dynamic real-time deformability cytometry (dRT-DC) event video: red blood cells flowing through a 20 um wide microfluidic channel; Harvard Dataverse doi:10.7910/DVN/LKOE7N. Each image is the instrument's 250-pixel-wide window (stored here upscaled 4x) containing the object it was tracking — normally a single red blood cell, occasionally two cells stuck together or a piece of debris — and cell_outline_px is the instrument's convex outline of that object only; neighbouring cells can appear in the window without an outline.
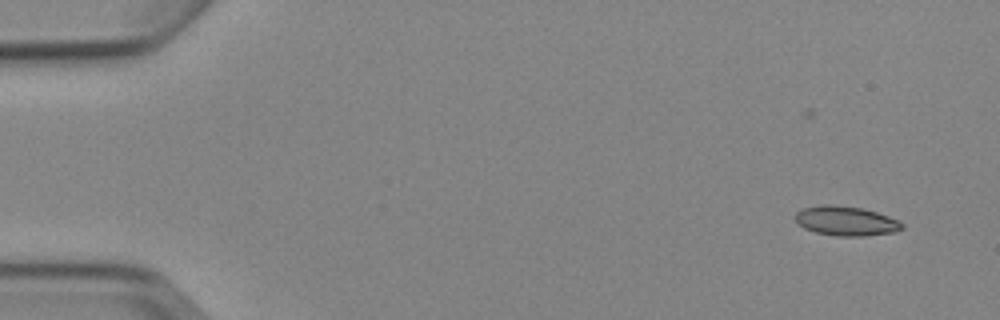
{"species": "Egyptian fruit bat (a non-hibernating species)", "species_latin": "Rousettus aegyptiacus", "temperature_condition": "cold", "stored_images_in_passage": 5, "camera_frame_rate_fps": 3000, "um_per_image_px": 0.085, "animal": {"sex": "female"}, "frame": {"image": 1, "passage_image": 2, "time_ms": 1.333, "image_size_px": [1000, 320], "cell_outline_px": [[904, 228], [896, 232], [864, 236], [836, 236], [816, 232], [804, 228], [796, 220], [796, 212], [804, 208], [820, 204], [832, 204], [864, 208], [888, 216], [904, 224]], "centroid_in_image_um": [71.93, 18.78], "position_along_channel_um": 13.1, "area_um2": 18.38}}